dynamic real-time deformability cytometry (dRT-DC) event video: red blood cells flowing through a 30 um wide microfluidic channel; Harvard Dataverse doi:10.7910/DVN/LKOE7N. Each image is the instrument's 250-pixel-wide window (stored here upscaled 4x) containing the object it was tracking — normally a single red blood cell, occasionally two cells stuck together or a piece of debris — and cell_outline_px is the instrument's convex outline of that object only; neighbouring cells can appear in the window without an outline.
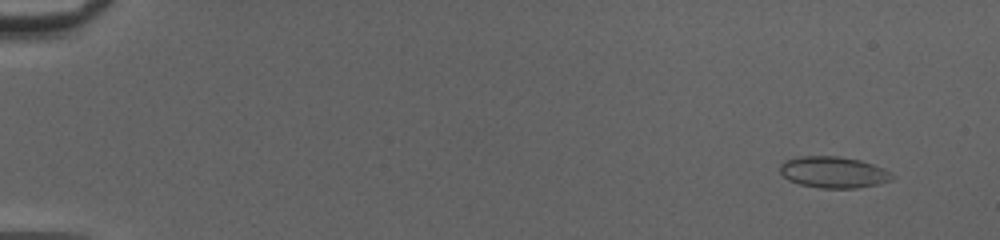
{"species": "common noctule bat (a hibernating species)", "species_latin": "Nyctalus noctula", "temperature_condition": "cold", "stored_images_in_passage": 51, "camera_frame_rate_fps": 3000, "um_per_image_px": 0.085, "animal": {"sex": "female", "body_mass_g": 20.0, "forearm_length_mm": 54.0}, "frame": {"image": 1, "passage_image": 4, "time_ms": 1.0, "image_size_px": [1000, 240], "cell_outline_px": [[896, 176], [892, 180], [880, 184], [856, 188], [820, 188], [800, 184], [788, 180], [780, 172], [780, 164], [784, 160], [800, 156], [836, 156], [860, 160], [884, 168], [892, 172]], "centroid_in_image_um": [70.87, 14.64], "position_along_channel_um": 14.1, "area_um2": 20.69}}
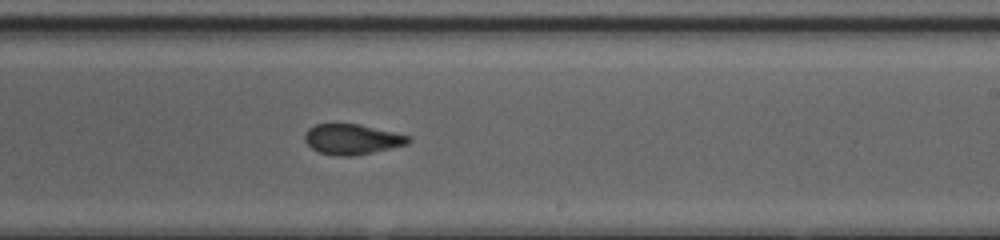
{"frame": {"image": 2, "passage_image": 33, "time_ms": 10.667, "image_size_px": [1000, 240], "cell_outline_px": [[412, 140], [408, 144], [372, 152], [352, 156], [336, 156], [320, 152], [312, 148], [304, 140], [304, 132], [308, 128], [316, 124], [336, 120], [356, 124], [412, 136]], "centroid_in_image_um": [29.87, 11.79], "position_along_channel_um": 259.1, "area_um2": 18.79}}
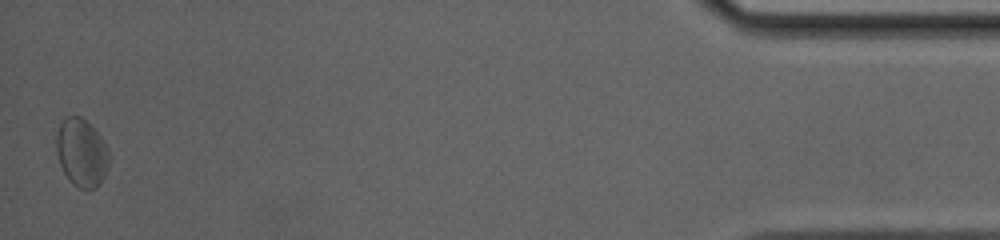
{"frame": {"image": 3, "passage_image": 51, "time_ms": 16.667, "image_size_px": [1000, 240], "cell_outline_px": [[108, 164], [104, 176], [100, 184], [96, 188], [88, 192], [72, 184], [64, 172], [60, 164], [56, 152], [56, 132], [60, 124], [68, 116], [80, 116], [100, 136], [108, 148]], "centroid_in_image_um": [6.92, 13.02], "position_along_channel_um": 428.3, "area_um2": 20.81}, "authors_computed_cell_mechanics": {"area_um2": 19.2474, "velocity_mm_per_s": 4.1381, "shape_relaxation_time_tau1_ms": null, "shape_relaxation_time_tau2_ms": 2.1116, "deformation_change_tau1": null, "deformation_change_tau2": 0.0685}}